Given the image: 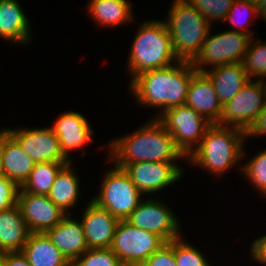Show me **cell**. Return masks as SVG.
<instances>
[{
	"label": "cell",
	"instance_id": "obj_1",
	"mask_svg": "<svg viewBox=\"0 0 266 266\" xmlns=\"http://www.w3.org/2000/svg\"><path fill=\"white\" fill-rule=\"evenodd\" d=\"M145 124L130 133L113 138L100 149L107 148L108 161L118 168L136 162H179L187 157L176 146L166 128L157 120L150 118ZM121 136V137H120Z\"/></svg>",
	"mask_w": 266,
	"mask_h": 266
},
{
	"label": "cell",
	"instance_id": "obj_2",
	"mask_svg": "<svg viewBox=\"0 0 266 266\" xmlns=\"http://www.w3.org/2000/svg\"><path fill=\"white\" fill-rule=\"evenodd\" d=\"M195 73L191 61L179 60L173 65L140 73L129 81L128 89L140 107L159 109L152 116L157 118L165 110L185 104Z\"/></svg>",
	"mask_w": 266,
	"mask_h": 266
},
{
	"label": "cell",
	"instance_id": "obj_3",
	"mask_svg": "<svg viewBox=\"0 0 266 266\" xmlns=\"http://www.w3.org/2000/svg\"><path fill=\"white\" fill-rule=\"evenodd\" d=\"M246 138V132L241 129L213 123L206 130L200 144L187 157L186 163L207 170L215 178H221L246 158Z\"/></svg>",
	"mask_w": 266,
	"mask_h": 266
},
{
	"label": "cell",
	"instance_id": "obj_4",
	"mask_svg": "<svg viewBox=\"0 0 266 266\" xmlns=\"http://www.w3.org/2000/svg\"><path fill=\"white\" fill-rule=\"evenodd\" d=\"M131 42L127 58L130 81L142 72L167 67L179 61L163 19L144 20Z\"/></svg>",
	"mask_w": 266,
	"mask_h": 266
},
{
	"label": "cell",
	"instance_id": "obj_5",
	"mask_svg": "<svg viewBox=\"0 0 266 266\" xmlns=\"http://www.w3.org/2000/svg\"><path fill=\"white\" fill-rule=\"evenodd\" d=\"M164 20L174 53L179 60L192 61L201 50L212 25L186 0H173Z\"/></svg>",
	"mask_w": 266,
	"mask_h": 266
},
{
	"label": "cell",
	"instance_id": "obj_6",
	"mask_svg": "<svg viewBox=\"0 0 266 266\" xmlns=\"http://www.w3.org/2000/svg\"><path fill=\"white\" fill-rule=\"evenodd\" d=\"M214 28L215 26L211 27L201 50L191 61L197 73H204L208 68L221 65L241 63L248 50L252 39L250 35L230 29L212 34Z\"/></svg>",
	"mask_w": 266,
	"mask_h": 266
},
{
	"label": "cell",
	"instance_id": "obj_7",
	"mask_svg": "<svg viewBox=\"0 0 266 266\" xmlns=\"http://www.w3.org/2000/svg\"><path fill=\"white\" fill-rule=\"evenodd\" d=\"M111 164L110 170H104L99 193L90 199L117 219L126 220L138 207L144 195L122 168Z\"/></svg>",
	"mask_w": 266,
	"mask_h": 266
},
{
	"label": "cell",
	"instance_id": "obj_8",
	"mask_svg": "<svg viewBox=\"0 0 266 266\" xmlns=\"http://www.w3.org/2000/svg\"><path fill=\"white\" fill-rule=\"evenodd\" d=\"M157 120L171 134L176 146L186 157L200 144L206 130L212 124L185 104L165 110Z\"/></svg>",
	"mask_w": 266,
	"mask_h": 266
},
{
	"label": "cell",
	"instance_id": "obj_9",
	"mask_svg": "<svg viewBox=\"0 0 266 266\" xmlns=\"http://www.w3.org/2000/svg\"><path fill=\"white\" fill-rule=\"evenodd\" d=\"M266 106V81L250 80L230 101L223 105L217 124L248 132Z\"/></svg>",
	"mask_w": 266,
	"mask_h": 266
},
{
	"label": "cell",
	"instance_id": "obj_10",
	"mask_svg": "<svg viewBox=\"0 0 266 266\" xmlns=\"http://www.w3.org/2000/svg\"><path fill=\"white\" fill-rule=\"evenodd\" d=\"M166 242L154 233L120 220L110 249L124 266H141L147 258Z\"/></svg>",
	"mask_w": 266,
	"mask_h": 266
},
{
	"label": "cell",
	"instance_id": "obj_11",
	"mask_svg": "<svg viewBox=\"0 0 266 266\" xmlns=\"http://www.w3.org/2000/svg\"><path fill=\"white\" fill-rule=\"evenodd\" d=\"M157 198H143L126 221L132 226L159 235L165 242L182 237L184 234L181 233L182 224L178 215L166 205L168 203L162 201L164 199Z\"/></svg>",
	"mask_w": 266,
	"mask_h": 266
},
{
	"label": "cell",
	"instance_id": "obj_12",
	"mask_svg": "<svg viewBox=\"0 0 266 266\" xmlns=\"http://www.w3.org/2000/svg\"><path fill=\"white\" fill-rule=\"evenodd\" d=\"M178 162H136L127 164L123 170L144 195L150 196L177 183L183 178L184 167Z\"/></svg>",
	"mask_w": 266,
	"mask_h": 266
},
{
	"label": "cell",
	"instance_id": "obj_13",
	"mask_svg": "<svg viewBox=\"0 0 266 266\" xmlns=\"http://www.w3.org/2000/svg\"><path fill=\"white\" fill-rule=\"evenodd\" d=\"M34 163L70 162L62 153L58 137L50 126L36 128H4Z\"/></svg>",
	"mask_w": 266,
	"mask_h": 266
},
{
	"label": "cell",
	"instance_id": "obj_14",
	"mask_svg": "<svg viewBox=\"0 0 266 266\" xmlns=\"http://www.w3.org/2000/svg\"><path fill=\"white\" fill-rule=\"evenodd\" d=\"M17 204L31 233H45L67 215L47 195L27 193L21 188Z\"/></svg>",
	"mask_w": 266,
	"mask_h": 266
},
{
	"label": "cell",
	"instance_id": "obj_15",
	"mask_svg": "<svg viewBox=\"0 0 266 266\" xmlns=\"http://www.w3.org/2000/svg\"><path fill=\"white\" fill-rule=\"evenodd\" d=\"M57 117L50 127L58 137L62 153L71 162L72 151L82 149L92 143V136L95 132L88 119L80 112L70 110L60 113Z\"/></svg>",
	"mask_w": 266,
	"mask_h": 266
},
{
	"label": "cell",
	"instance_id": "obj_16",
	"mask_svg": "<svg viewBox=\"0 0 266 266\" xmlns=\"http://www.w3.org/2000/svg\"><path fill=\"white\" fill-rule=\"evenodd\" d=\"M80 218L88 249L110 248L119 219L91 199Z\"/></svg>",
	"mask_w": 266,
	"mask_h": 266
},
{
	"label": "cell",
	"instance_id": "obj_17",
	"mask_svg": "<svg viewBox=\"0 0 266 266\" xmlns=\"http://www.w3.org/2000/svg\"><path fill=\"white\" fill-rule=\"evenodd\" d=\"M75 217L67 214L55 227L45 232L70 263L88 249L81 221Z\"/></svg>",
	"mask_w": 266,
	"mask_h": 266
},
{
	"label": "cell",
	"instance_id": "obj_18",
	"mask_svg": "<svg viewBox=\"0 0 266 266\" xmlns=\"http://www.w3.org/2000/svg\"><path fill=\"white\" fill-rule=\"evenodd\" d=\"M30 20L18 0H0V38L23 46L32 41Z\"/></svg>",
	"mask_w": 266,
	"mask_h": 266
},
{
	"label": "cell",
	"instance_id": "obj_19",
	"mask_svg": "<svg viewBox=\"0 0 266 266\" xmlns=\"http://www.w3.org/2000/svg\"><path fill=\"white\" fill-rule=\"evenodd\" d=\"M185 105L199 112L210 123H218L223 106L212 82L204 73H195L188 87Z\"/></svg>",
	"mask_w": 266,
	"mask_h": 266
},
{
	"label": "cell",
	"instance_id": "obj_20",
	"mask_svg": "<svg viewBox=\"0 0 266 266\" xmlns=\"http://www.w3.org/2000/svg\"><path fill=\"white\" fill-rule=\"evenodd\" d=\"M1 153L3 175L21 187L35 163L4 128H1Z\"/></svg>",
	"mask_w": 266,
	"mask_h": 266
},
{
	"label": "cell",
	"instance_id": "obj_21",
	"mask_svg": "<svg viewBox=\"0 0 266 266\" xmlns=\"http://www.w3.org/2000/svg\"><path fill=\"white\" fill-rule=\"evenodd\" d=\"M204 74L212 82L222 106L250 81L242 63L217 66L205 71Z\"/></svg>",
	"mask_w": 266,
	"mask_h": 266
},
{
	"label": "cell",
	"instance_id": "obj_22",
	"mask_svg": "<svg viewBox=\"0 0 266 266\" xmlns=\"http://www.w3.org/2000/svg\"><path fill=\"white\" fill-rule=\"evenodd\" d=\"M87 13L100 27L116 28L134 21L132 3L129 0H88Z\"/></svg>",
	"mask_w": 266,
	"mask_h": 266
},
{
	"label": "cell",
	"instance_id": "obj_23",
	"mask_svg": "<svg viewBox=\"0 0 266 266\" xmlns=\"http://www.w3.org/2000/svg\"><path fill=\"white\" fill-rule=\"evenodd\" d=\"M30 233L18 204L0 211V254L21 251Z\"/></svg>",
	"mask_w": 266,
	"mask_h": 266
},
{
	"label": "cell",
	"instance_id": "obj_24",
	"mask_svg": "<svg viewBox=\"0 0 266 266\" xmlns=\"http://www.w3.org/2000/svg\"><path fill=\"white\" fill-rule=\"evenodd\" d=\"M73 167L71 161L59 170L47 195L66 214H71V209L77 206L81 195L80 177Z\"/></svg>",
	"mask_w": 266,
	"mask_h": 266
},
{
	"label": "cell",
	"instance_id": "obj_25",
	"mask_svg": "<svg viewBox=\"0 0 266 266\" xmlns=\"http://www.w3.org/2000/svg\"><path fill=\"white\" fill-rule=\"evenodd\" d=\"M21 252L31 266H71L46 233H30Z\"/></svg>",
	"mask_w": 266,
	"mask_h": 266
},
{
	"label": "cell",
	"instance_id": "obj_26",
	"mask_svg": "<svg viewBox=\"0 0 266 266\" xmlns=\"http://www.w3.org/2000/svg\"><path fill=\"white\" fill-rule=\"evenodd\" d=\"M69 162L35 163L28 179L20 187L27 193L48 195L59 170Z\"/></svg>",
	"mask_w": 266,
	"mask_h": 266
},
{
	"label": "cell",
	"instance_id": "obj_27",
	"mask_svg": "<svg viewBox=\"0 0 266 266\" xmlns=\"http://www.w3.org/2000/svg\"><path fill=\"white\" fill-rule=\"evenodd\" d=\"M257 40L252 37L241 63L250 80L266 81V41Z\"/></svg>",
	"mask_w": 266,
	"mask_h": 266
},
{
	"label": "cell",
	"instance_id": "obj_28",
	"mask_svg": "<svg viewBox=\"0 0 266 266\" xmlns=\"http://www.w3.org/2000/svg\"><path fill=\"white\" fill-rule=\"evenodd\" d=\"M242 15L244 16L242 17ZM256 17L259 18L257 5L241 0H235L224 22L225 24L227 22V24L231 25V31L242 32L254 37L255 32L251 31V29L249 30V25H251L250 22L257 20Z\"/></svg>",
	"mask_w": 266,
	"mask_h": 266
},
{
	"label": "cell",
	"instance_id": "obj_29",
	"mask_svg": "<svg viewBox=\"0 0 266 266\" xmlns=\"http://www.w3.org/2000/svg\"><path fill=\"white\" fill-rule=\"evenodd\" d=\"M251 157L246 159L238 170H240V175L248 179L249 184L255 188V191L259 192L262 198H266V148L261 150Z\"/></svg>",
	"mask_w": 266,
	"mask_h": 266
},
{
	"label": "cell",
	"instance_id": "obj_30",
	"mask_svg": "<svg viewBox=\"0 0 266 266\" xmlns=\"http://www.w3.org/2000/svg\"><path fill=\"white\" fill-rule=\"evenodd\" d=\"M174 257L176 266H211L206 255L183 236L174 239Z\"/></svg>",
	"mask_w": 266,
	"mask_h": 266
},
{
	"label": "cell",
	"instance_id": "obj_31",
	"mask_svg": "<svg viewBox=\"0 0 266 266\" xmlns=\"http://www.w3.org/2000/svg\"><path fill=\"white\" fill-rule=\"evenodd\" d=\"M214 26V21L224 22L235 0H186Z\"/></svg>",
	"mask_w": 266,
	"mask_h": 266
},
{
	"label": "cell",
	"instance_id": "obj_32",
	"mask_svg": "<svg viewBox=\"0 0 266 266\" xmlns=\"http://www.w3.org/2000/svg\"><path fill=\"white\" fill-rule=\"evenodd\" d=\"M71 266H124L110 248L87 249Z\"/></svg>",
	"mask_w": 266,
	"mask_h": 266
},
{
	"label": "cell",
	"instance_id": "obj_33",
	"mask_svg": "<svg viewBox=\"0 0 266 266\" xmlns=\"http://www.w3.org/2000/svg\"><path fill=\"white\" fill-rule=\"evenodd\" d=\"M141 266H176L174 240L166 242L152 253Z\"/></svg>",
	"mask_w": 266,
	"mask_h": 266
},
{
	"label": "cell",
	"instance_id": "obj_34",
	"mask_svg": "<svg viewBox=\"0 0 266 266\" xmlns=\"http://www.w3.org/2000/svg\"><path fill=\"white\" fill-rule=\"evenodd\" d=\"M19 189L14 181L0 175V211L17 205Z\"/></svg>",
	"mask_w": 266,
	"mask_h": 266
},
{
	"label": "cell",
	"instance_id": "obj_35",
	"mask_svg": "<svg viewBox=\"0 0 266 266\" xmlns=\"http://www.w3.org/2000/svg\"><path fill=\"white\" fill-rule=\"evenodd\" d=\"M250 249V257L253 262L256 264L261 263L266 265V233L261 237H257L251 244L249 245Z\"/></svg>",
	"mask_w": 266,
	"mask_h": 266
},
{
	"label": "cell",
	"instance_id": "obj_36",
	"mask_svg": "<svg viewBox=\"0 0 266 266\" xmlns=\"http://www.w3.org/2000/svg\"><path fill=\"white\" fill-rule=\"evenodd\" d=\"M0 264L2 266H31L21 251L1 253Z\"/></svg>",
	"mask_w": 266,
	"mask_h": 266
},
{
	"label": "cell",
	"instance_id": "obj_37",
	"mask_svg": "<svg viewBox=\"0 0 266 266\" xmlns=\"http://www.w3.org/2000/svg\"><path fill=\"white\" fill-rule=\"evenodd\" d=\"M261 136H266V106L258 115V118L256 119L254 125L246 133L247 139Z\"/></svg>",
	"mask_w": 266,
	"mask_h": 266
},
{
	"label": "cell",
	"instance_id": "obj_38",
	"mask_svg": "<svg viewBox=\"0 0 266 266\" xmlns=\"http://www.w3.org/2000/svg\"><path fill=\"white\" fill-rule=\"evenodd\" d=\"M258 14L263 22H266V0H260L258 4Z\"/></svg>",
	"mask_w": 266,
	"mask_h": 266
},
{
	"label": "cell",
	"instance_id": "obj_39",
	"mask_svg": "<svg viewBox=\"0 0 266 266\" xmlns=\"http://www.w3.org/2000/svg\"><path fill=\"white\" fill-rule=\"evenodd\" d=\"M0 175H3V171H2V153H1V130H0Z\"/></svg>",
	"mask_w": 266,
	"mask_h": 266
},
{
	"label": "cell",
	"instance_id": "obj_40",
	"mask_svg": "<svg viewBox=\"0 0 266 266\" xmlns=\"http://www.w3.org/2000/svg\"><path fill=\"white\" fill-rule=\"evenodd\" d=\"M241 1L249 2L258 6L260 0H241Z\"/></svg>",
	"mask_w": 266,
	"mask_h": 266
}]
</instances>
